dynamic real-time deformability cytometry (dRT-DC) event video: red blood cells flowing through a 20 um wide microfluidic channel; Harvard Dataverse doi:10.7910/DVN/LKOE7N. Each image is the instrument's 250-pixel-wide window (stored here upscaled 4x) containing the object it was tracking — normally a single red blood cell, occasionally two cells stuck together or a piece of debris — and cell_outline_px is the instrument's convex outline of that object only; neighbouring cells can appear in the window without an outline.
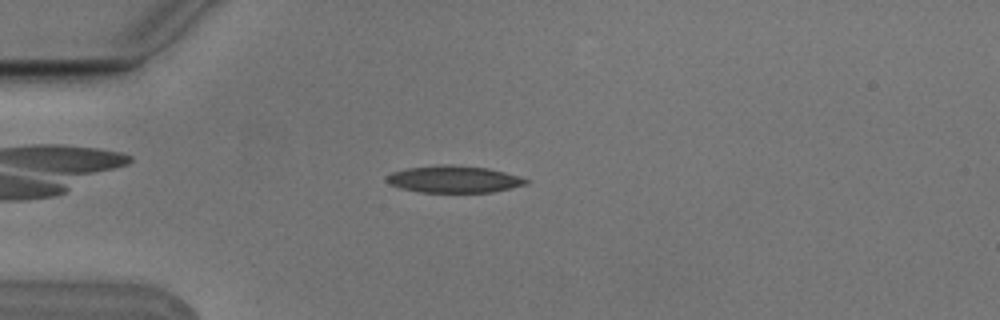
{"species": "Egyptian fruit bat (a non-hibernating species)", "species_latin": "Rousettus aegyptiacus", "temperature_condition": "cold", "stored_images_in_passage": 8, "camera_frame_rate_fps": 3000, "um_per_image_px": 0.085, "animal": {"sex": "male"}, "frame": {"image": 1, "passage_image": 5, "time_ms": 1.333, "image_size_px": [1000, 320], "cell_outline_px": [[532, 180], [528, 184], [492, 192], [420, 192], [400, 188], [388, 184], [384, 180], [384, 176], [392, 172], [408, 168], [440, 164], [452, 164], [488, 168], [520, 176]], "centroid_in_image_um": [38.57, 15.23], "position_along_channel_um": 46.4, "area_um2": 22.2}}
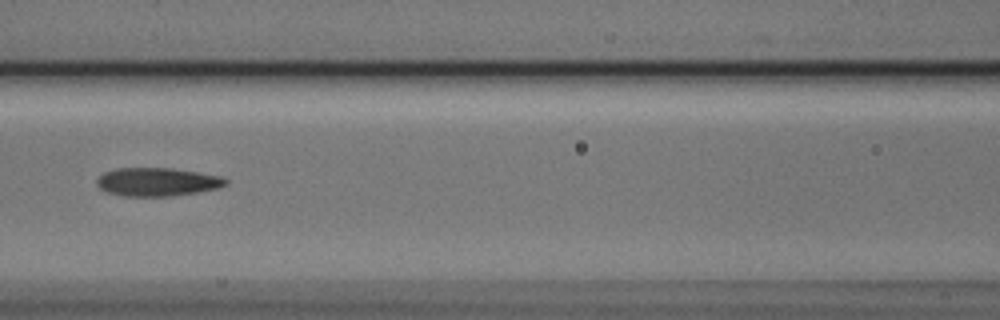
{"frame": {"image": 2, "passage_image": 8, "time_ms": 2.333, "image_size_px": [1000, 320], "cell_outline_px": [[228, 184], [216, 188], [196, 192], [168, 196], [124, 196], [108, 192], [100, 188], [96, 184], [96, 180], [104, 172], [116, 168], [172, 168], [220, 176], [228, 180]], "centroid_in_image_um": [13.34, 15.45], "position_along_channel_um": 153.3, "area_um2": 21.1}}